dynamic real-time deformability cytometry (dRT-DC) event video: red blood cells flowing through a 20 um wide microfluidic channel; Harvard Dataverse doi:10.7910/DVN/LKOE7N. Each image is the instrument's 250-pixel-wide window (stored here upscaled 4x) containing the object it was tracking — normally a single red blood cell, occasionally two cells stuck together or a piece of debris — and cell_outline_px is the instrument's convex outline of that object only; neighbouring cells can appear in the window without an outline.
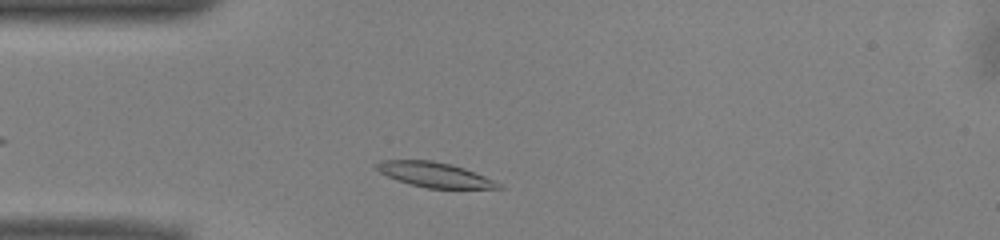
{"species": "common noctule bat (a hibernating species)", "species_latin": "Nyctalus noctula", "temperature_condition": "warm", "stored_images_in_passage": 42, "camera_frame_rate_fps": 3000, "um_per_image_px": 0.085, "animal": {"sex": "male", "body_mass_g": 13.0, "forearm_length_mm": 53.1}, "frame": {"image": 1, "passage_image": 4, "time_ms": 1.0, "image_size_px": [1000, 240], "cell_outline_px": [[504, 188], [428, 188], [396, 180], [372, 168], [372, 164], [384, 160], [432, 160], [452, 164], [464, 168], [484, 176], [500, 184]], "centroid_in_image_um": [36.86, 14.83], "position_along_channel_um": 48.1, "area_um2": 17.57}}
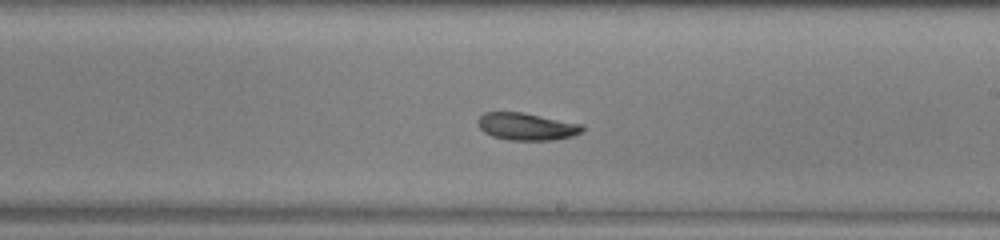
{"frame": {"image": 2, "passage_image": 20, "time_ms": 6.333, "image_size_px": [1000, 240], "cell_outline_px": [[584, 128], [580, 132], [572, 136], [556, 140], [508, 140], [492, 136], [484, 132], [476, 124], [476, 120], [484, 112], [524, 112], [584, 124]], "centroid_in_image_um": [44.75, 10.75], "position_along_channel_um": 244.2, "area_um2": 16.88}}
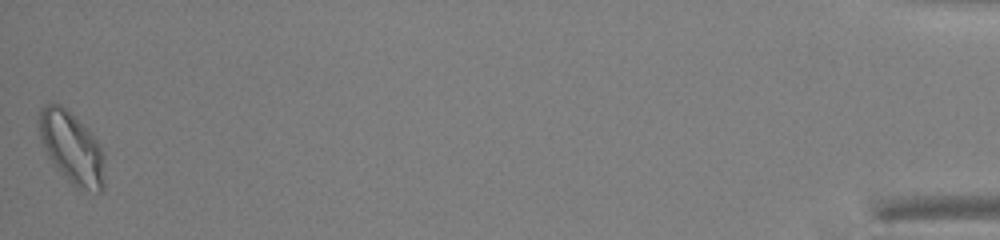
{"frame": {"image": 3, "passage_image": 42, "time_ms": 13.667, "image_size_px": [1000, 240], "cell_outline_px": [[104, 188], [100, 192], [96, 192], [72, 184], [56, 168], [48, 156], [40, 140], [40, 108], [44, 104], [60, 104], [100, 144], [104, 152]], "centroid_in_image_um": [6.11, 12.6], "position_along_channel_um": 429.1, "area_um2": 26.7}, "authors_computed_cell_mechanics": {"area_um2": 17.6868, "velocity_mm_per_s": 3.9194, "shape_relaxation_time_tau1_ms": 4.4932, "shape_relaxation_time_tau2_ms": 5.289, "deformation_change_tau1": 0.13, "deformation_change_tau2": 0.1142}}